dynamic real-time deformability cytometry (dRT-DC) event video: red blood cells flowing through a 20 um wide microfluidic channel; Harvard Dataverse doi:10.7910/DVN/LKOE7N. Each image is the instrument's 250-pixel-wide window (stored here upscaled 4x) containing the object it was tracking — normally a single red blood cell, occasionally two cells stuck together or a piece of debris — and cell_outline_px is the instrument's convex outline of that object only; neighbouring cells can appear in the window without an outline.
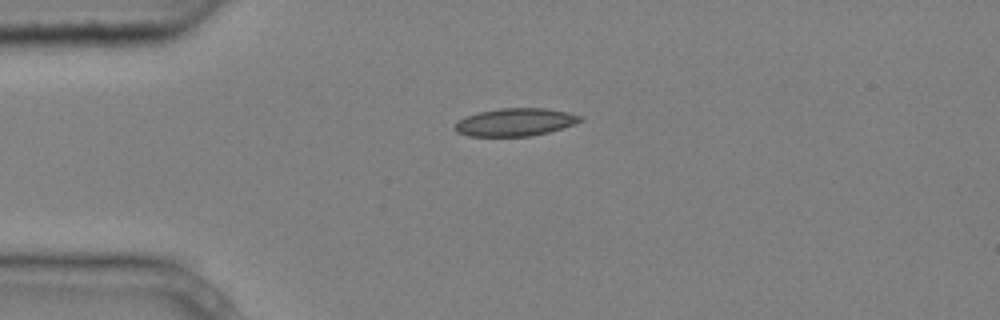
{"species": "common noctule bat (a hibernating species)", "species_latin": "Nyctalus noctula", "temperature_condition": "cold", "stored_images_in_passage": 1, "camera_frame_rate_fps": 3000, "um_per_image_px": 0.085, "animal": {"sex": "male", "body_mass_g": 20.4}, "frame": {"image": 1, "passage_image": 1, "time_ms": 0.0, "image_size_px": [1000, 320], "cell_outline_px": [[584, 120], [548, 132], [532, 136], [468, 136], [456, 132], [452, 128], [456, 120], [480, 112], [500, 108], [548, 108], [568, 112], [584, 116]], "centroid_in_image_um": [43.77, 10.38], "position_along_channel_um": 41.2, "area_um2": 20.4}}